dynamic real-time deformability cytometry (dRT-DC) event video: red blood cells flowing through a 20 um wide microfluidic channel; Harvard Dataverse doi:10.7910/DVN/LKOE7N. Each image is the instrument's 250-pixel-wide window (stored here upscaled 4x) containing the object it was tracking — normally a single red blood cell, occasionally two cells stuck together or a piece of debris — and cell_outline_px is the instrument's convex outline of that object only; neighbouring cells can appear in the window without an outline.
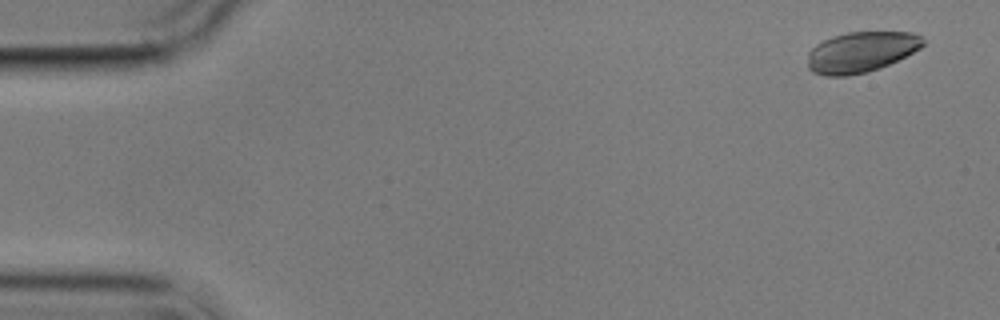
{"species": "common noctule bat (a hibernating species)", "species_latin": "Nyctalus noctula", "temperature_condition": "cold", "stored_images_in_passage": 4, "camera_frame_rate_fps": 3000, "um_per_image_px": 0.085, "animal": {"sex": "male", "body_mass_g": 17.9}, "frame": {"image": 1, "passage_image": 1, "time_ms": 0.0, "image_size_px": [1000, 320], "cell_outline_px": [[924, 44], [920, 48], [880, 68], [868, 72], [848, 76], [828, 76], [812, 72], [808, 68], [808, 52], [816, 44], [832, 36], [848, 32], [912, 32], [920, 36], [924, 40]], "centroid_in_image_um": [73.16, 4.42], "position_along_channel_um": 11.8, "area_um2": 27.22}}
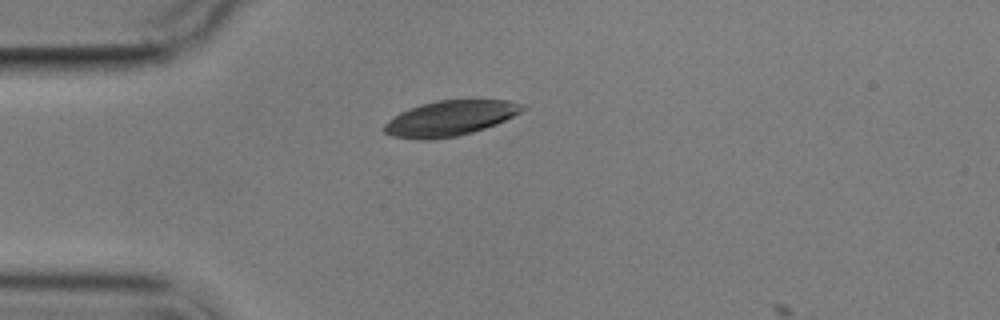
{"frame": {"image": 2, "passage_image": 3, "time_ms": 4.0, "image_size_px": [1000, 320], "cell_outline_px": [[528, 108], [496, 124], [472, 132], [456, 136], [432, 140], [416, 140], [392, 136], [384, 132], [384, 124], [392, 116], [400, 112], [420, 104], [436, 100], [508, 100], [524, 104]], "centroid_in_image_um": [38.23, 10.05], "position_along_channel_um": 46.8, "area_um2": 28.5}}